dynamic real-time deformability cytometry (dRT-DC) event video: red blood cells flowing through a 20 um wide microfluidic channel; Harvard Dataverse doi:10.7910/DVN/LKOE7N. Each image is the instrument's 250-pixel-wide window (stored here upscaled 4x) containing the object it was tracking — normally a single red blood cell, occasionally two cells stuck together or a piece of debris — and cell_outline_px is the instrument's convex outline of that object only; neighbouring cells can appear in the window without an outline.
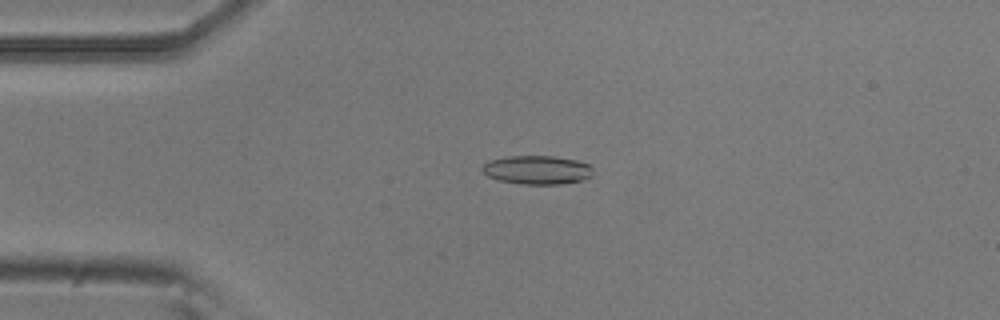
{"species": "common noctule bat (a hibernating species)", "species_latin": "Nyctalus noctula", "temperature_condition": "room temperature", "stored_images_in_passage": 50, "camera_frame_rate_fps": 3000, "um_per_image_px": 0.085, "animal": {"sex": "male", "body_mass_g": 20.5, "forearm_length_mm": 52.5}, "frame": {"image": 1, "passage_image": 9, "time_ms": 2.667, "image_size_px": [1000, 320], "cell_outline_px": [[592, 176], [584, 180], [560, 184], [520, 184], [500, 180], [488, 176], [480, 168], [488, 160], [508, 156], [556, 156], [576, 160], [588, 164], [592, 168]], "centroid_in_image_um": [45.66, 14.44], "position_along_channel_um": 39.3, "area_um2": 18.61}}
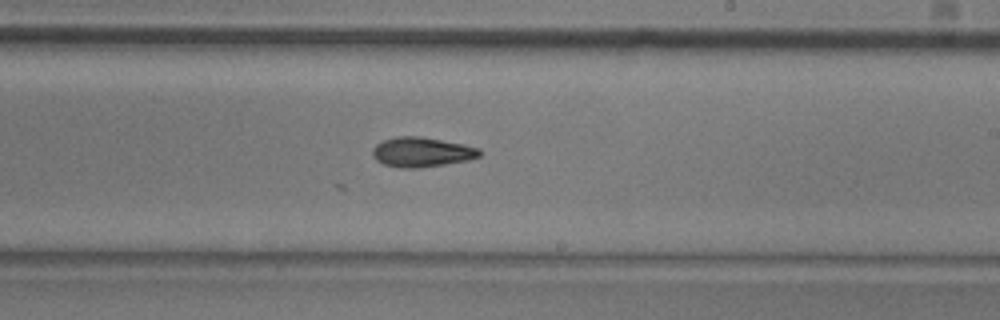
{"frame": {"image": 2, "passage_image": 28, "time_ms": 9.0, "image_size_px": [1000, 320], "cell_outline_px": [[480, 156], [468, 160], [444, 164], [416, 168], [404, 168], [384, 164], [376, 160], [372, 156], [372, 148], [376, 144], [384, 140], [396, 136], [420, 136], [464, 144], [480, 148]], "centroid_in_image_um": [35.83, 12.92], "position_along_channel_um": 253.2, "area_um2": 18.5}}
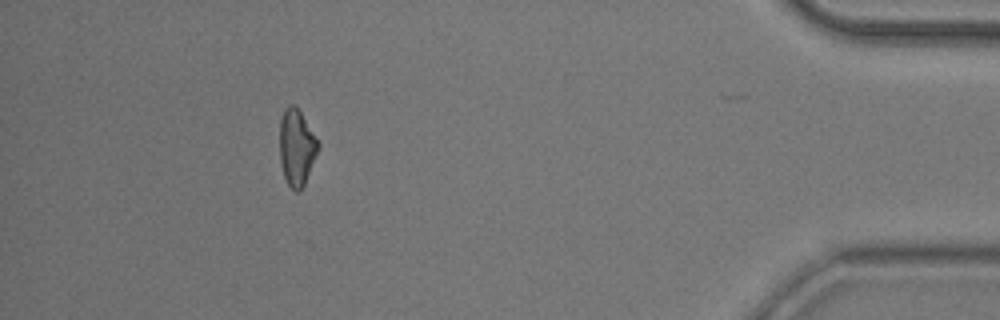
{"frame": {"image": 3, "passage_image": 45, "time_ms": 14.667, "image_size_px": [1000, 320], "cell_outline_px": [[320, 148], [304, 184], [300, 192], [296, 192], [288, 184], [284, 176], [280, 160], [280, 120], [284, 108], [288, 104], [292, 104], [300, 112], [320, 144]], "centroid_in_image_um": [25.21, 12.54], "position_along_channel_um": 410.0, "area_um2": 16.99}}